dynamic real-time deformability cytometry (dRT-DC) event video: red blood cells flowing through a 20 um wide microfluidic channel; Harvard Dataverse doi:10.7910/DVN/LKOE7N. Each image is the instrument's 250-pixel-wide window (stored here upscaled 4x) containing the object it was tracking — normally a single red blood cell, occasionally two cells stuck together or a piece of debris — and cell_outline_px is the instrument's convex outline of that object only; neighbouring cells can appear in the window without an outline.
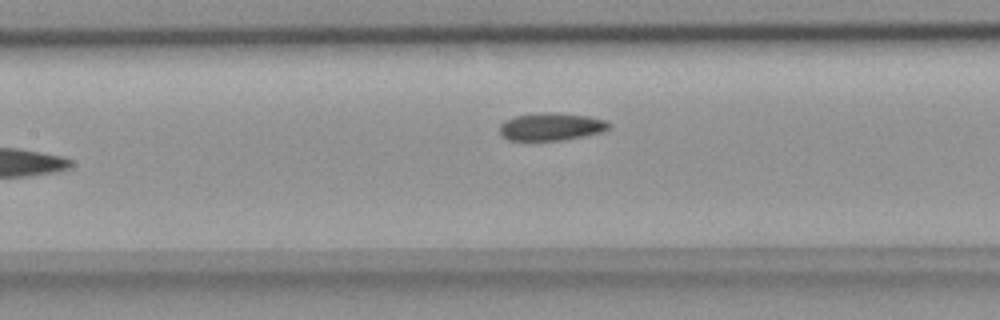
{"species": "common noctule bat (a hibernating species)", "species_latin": "Nyctalus noctula", "temperature_condition": "room temperature", "stored_images_in_passage": 7, "camera_frame_rate_fps": 3000, "um_per_image_px": 0.085, "animal": {"sex": "female", "body_mass_g": 18.4}, "frame": {"image": 1, "passage_image": 7, "time_ms": 2.0, "image_size_px": [1000, 320], "cell_outline_px": [[612, 124], [608, 128], [600, 132], [584, 136], [564, 140], [508, 140], [500, 132], [500, 124], [504, 120], [516, 116], [544, 112], [560, 112], [588, 116], [608, 120]], "centroid_in_image_um": [46.88, 10.75], "position_along_channel_um": 160.5, "area_um2": 17.69}}